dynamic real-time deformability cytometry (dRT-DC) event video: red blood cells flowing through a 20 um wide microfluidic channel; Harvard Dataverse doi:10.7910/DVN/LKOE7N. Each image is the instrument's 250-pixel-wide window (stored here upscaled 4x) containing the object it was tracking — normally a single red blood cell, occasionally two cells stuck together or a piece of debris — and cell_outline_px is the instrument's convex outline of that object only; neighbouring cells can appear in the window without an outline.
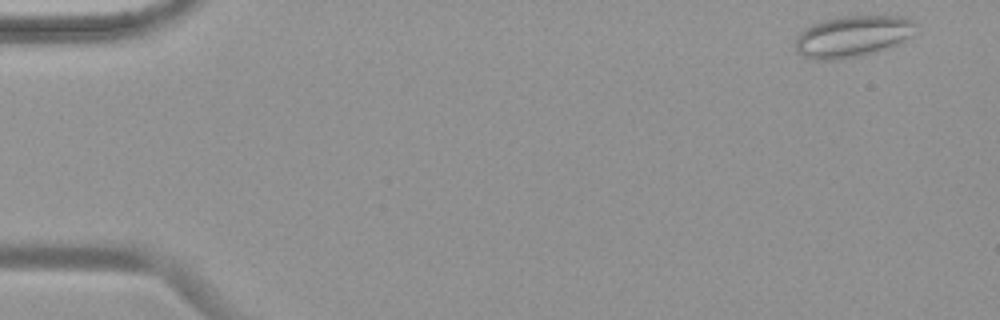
{"species": "common noctule bat (a hibernating species)", "species_latin": "Nyctalus noctula", "temperature_condition": "warm", "stored_images_in_passage": 53, "camera_frame_rate_fps": 3000, "um_per_image_px": 0.085, "animal": {"sex": "female", "body_mass_g": 19.9}, "frame": {"image": 1, "passage_image": 2, "time_ms": 0.333, "image_size_px": [1000, 320], "cell_outline_px": [[916, 24], [908, 36], [904, 40], [896, 44], [876, 52], [860, 56], [840, 60], [816, 60], [804, 56], [796, 52], [796, 36], [804, 28], [812, 24], [824, 20], [840, 16], [908, 16]], "centroid_in_image_um": [72.42, 3.09], "position_along_channel_um": 12.6, "area_um2": 29.02}}
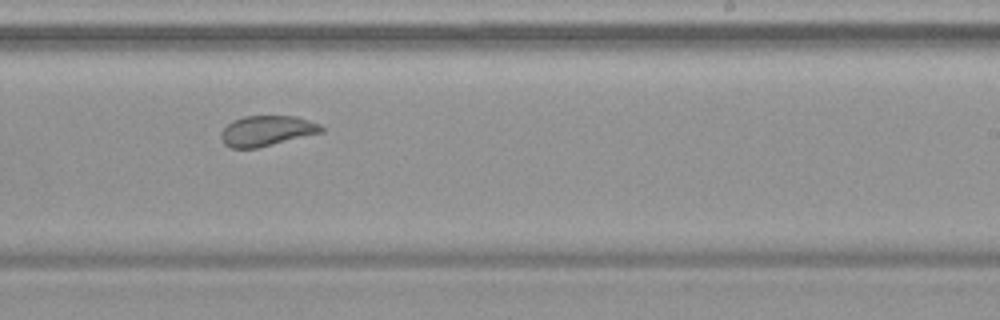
{"frame": {"image": 2, "passage_image": 33, "time_ms": 10.667, "image_size_px": [1000, 320], "cell_outline_px": [[324, 132], [256, 148], [232, 148], [224, 144], [220, 136], [220, 132], [232, 120], [244, 116], [296, 116], [320, 124], [324, 128]], "centroid_in_image_um": [22.67, 11.11], "position_along_channel_um": 266.3, "area_um2": 17.74}}
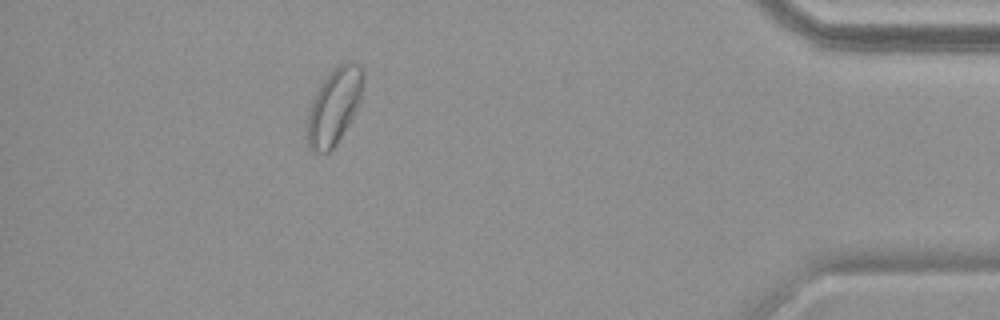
{"frame": {"image": 3, "passage_image": 48, "time_ms": 15.667, "image_size_px": [1000, 320], "cell_outline_px": [[360, 100], [348, 124], [336, 144], [328, 152], [316, 152], [308, 144], [308, 112], [312, 100], [320, 84], [344, 60], [360, 64]], "centroid_in_image_um": [28.37, 9.05], "position_along_channel_um": 406.8, "area_um2": 23.58}, "authors_computed_cell_mechanics": {"area_um2": 21.7328, "velocity_mm_per_s": 3.7196, "shape_relaxation_time_tau1_ms": 10.1973, "shape_relaxation_time_tau2_ms": 0.942, "deformation_change_tau1": 0.1215, "deformation_change_tau2": 0.0568}}